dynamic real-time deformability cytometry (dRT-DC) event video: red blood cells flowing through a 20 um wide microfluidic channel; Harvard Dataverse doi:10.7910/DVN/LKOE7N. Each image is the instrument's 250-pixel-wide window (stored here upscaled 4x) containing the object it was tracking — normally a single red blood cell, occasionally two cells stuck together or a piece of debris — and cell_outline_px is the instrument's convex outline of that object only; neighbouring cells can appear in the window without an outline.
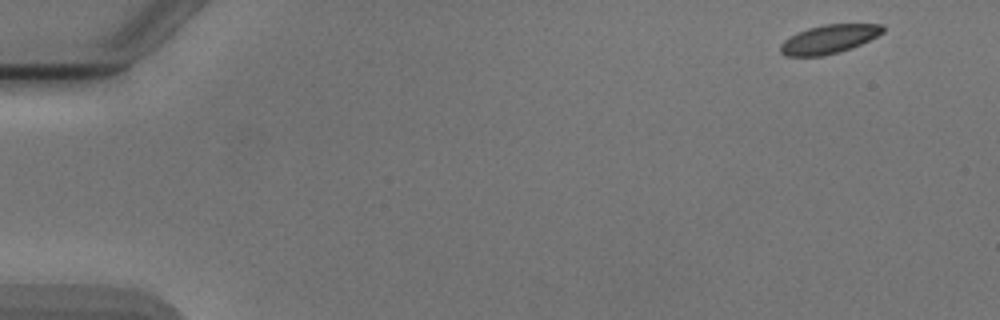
{"species": "Egyptian fruit bat (a non-hibernating species)", "species_latin": "Rousettus aegyptiacus", "temperature_condition": "cold", "stored_images_in_passage": 14, "camera_frame_rate_fps": 3000, "um_per_image_px": 0.085, "animal": {"sex": "male"}, "frame": {"image": 1, "passage_image": 1, "time_ms": 0.0, "image_size_px": [1000, 320], "cell_outline_px": [[884, 32], [860, 44], [836, 52], [820, 56], [788, 56], [780, 52], [780, 44], [784, 40], [796, 32], [808, 28], [824, 24], [884, 24]], "centroid_in_image_um": [70.43, 3.31], "position_along_channel_um": 14.6, "area_um2": 16.88}}
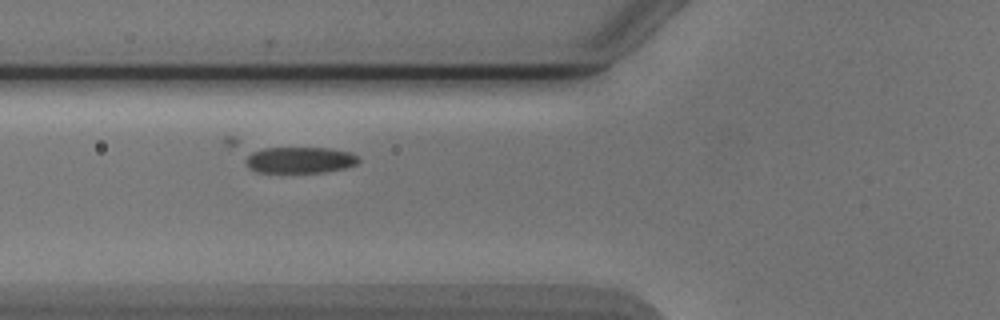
{"frame": {"image": 2, "passage_image": 5, "time_ms": 5.667, "image_size_px": [1000, 320], "cell_outline_px": [[360, 160], [356, 164], [344, 168], [324, 172], [256, 172], [248, 168], [244, 160], [244, 152], [264, 148], [328, 148], [352, 152]], "centroid_in_image_um": [25.39, 13.59], "position_along_channel_um": 100.4, "area_um2": 17.57}}
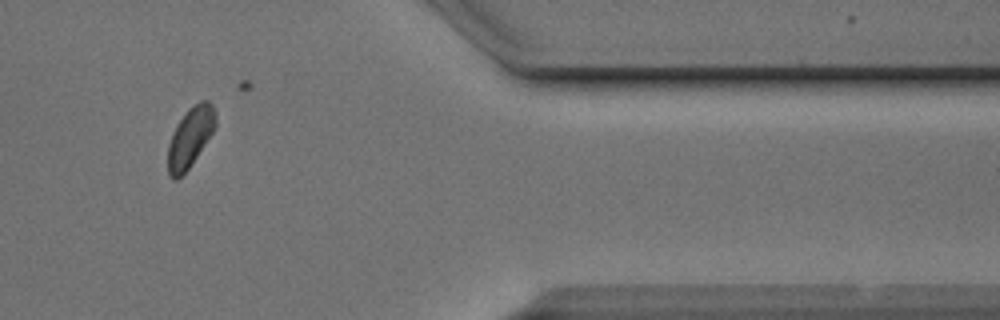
{"frame": {"image": 3, "passage_image": 12, "time_ms": 14.0, "image_size_px": [1000, 320], "cell_outline_px": [[216, 124], [212, 132], [188, 168], [176, 180], [172, 180], [168, 176], [168, 144], [172, 132], [176, 124], [188, 108], [192, 104], [200, 100], [208, 100], [212, 104], [216, 112]], "centroid_in_image_um": [16.15, 11.62], "position_along_channel_um": 395.3, "area_um2": 16.59}}